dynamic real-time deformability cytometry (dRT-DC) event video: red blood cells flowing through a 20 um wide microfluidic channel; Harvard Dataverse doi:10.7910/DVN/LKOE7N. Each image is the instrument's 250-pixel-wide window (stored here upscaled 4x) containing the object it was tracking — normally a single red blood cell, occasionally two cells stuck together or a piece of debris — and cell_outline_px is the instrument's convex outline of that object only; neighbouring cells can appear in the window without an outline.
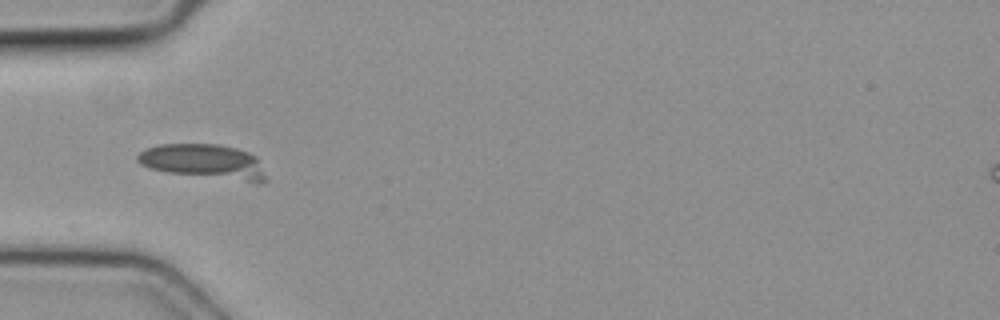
{"species": "common noctule bat (a hibernating species)", "species_latin": "Nyctalus noctula", "temperature_condition": "cold", "stored_images_in_passage": 4, "camera_frame_rate_fps": 3000, "um_per_image_px": 0.085, "animal": {"sex": "female", "body_mass_g": 19.3, "forearm_length_mm": 54.1}, "frame": {"image": 1, "passage_image": 1, "time_ms": 0.0, "image_size_px": [1000, 320], "cell_outline_px": [[268, 180], [264, 184], [256, 184], [168, 172], [148, 168], [140, 164], [136, 160], [136, 156], [144, 148], [160, 144], [220, 144], [236, 148], [248, 152], [256, 156]], "centroid_in_image_um": [17.37, 13.76], "position_along_channel_um": 67.6, "area_um2": 26.47}}
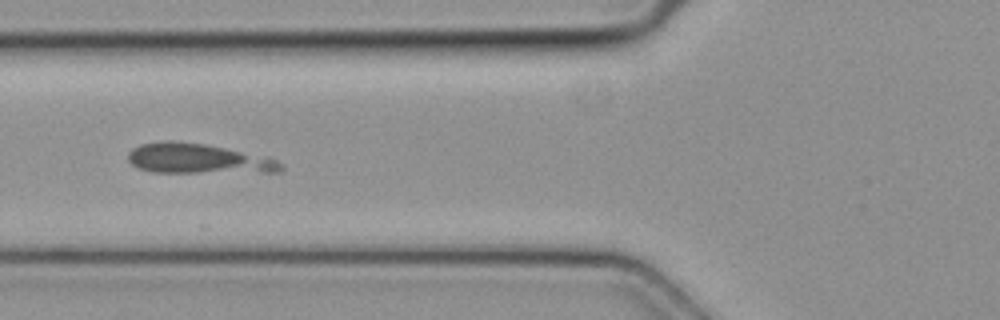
{"frame": {"image": 2, "passage_image": 2, "time_ms": 0.333, "image_size_px": [1000, 320], "cell_outline_px": [[284, 172], [152, 172], [140, 168], [132, 164], [128, 160], [128, 152], [132, 148], [140, 144], [164, 140], [172, 140], [204, 144], [268, 156], [284, 164]], "centroid_in_image_um": [16.87, 13.48], "position_along_channel_um": 108.9, "area_um2": 26.88}}